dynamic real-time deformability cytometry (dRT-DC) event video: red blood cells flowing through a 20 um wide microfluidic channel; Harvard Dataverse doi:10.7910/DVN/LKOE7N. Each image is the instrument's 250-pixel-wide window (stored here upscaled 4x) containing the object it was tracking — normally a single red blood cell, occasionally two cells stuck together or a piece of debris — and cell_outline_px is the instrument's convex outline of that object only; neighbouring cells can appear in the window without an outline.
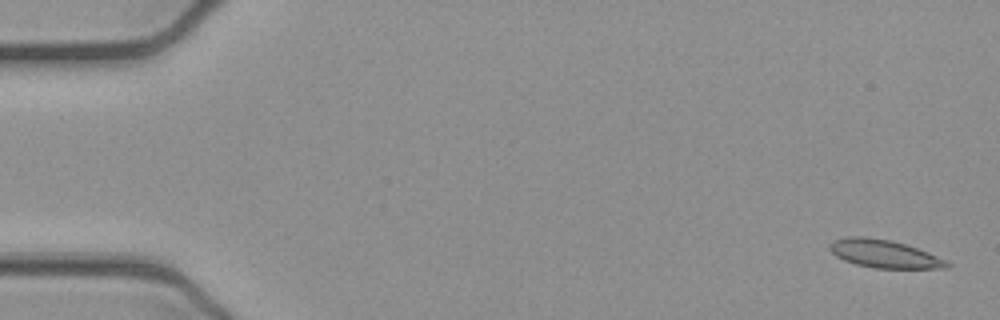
{"species": "common noctule bat (a hibernating species)", "species_latin": "Nyctalus noctula", "temperature_condition": "cold", "stored_images_in_passage": 53, "camera_frame_rate_fps": 3000, "um_per_image_px": 0.085, "animal": {"sex": "female", "body_mass_g": 21.9}, "frame": {"image": 1, "passage_image": 2, "time_ms": 0.333, "image_size_px": [1000, 320], "cell_outline_px": [[952, 264], [948, 268], [876, 268], [856, 264], [844, 260], [836, 256], [828, 248], [828, 244], [832, 240], [848, 236], [864, 236], [888, 240], [904, 244], [928, 252]], "centroid_in_image_um": [75.1, 21.57], "position_along_channel_um": 9.9, "area_um2": 18.96}}
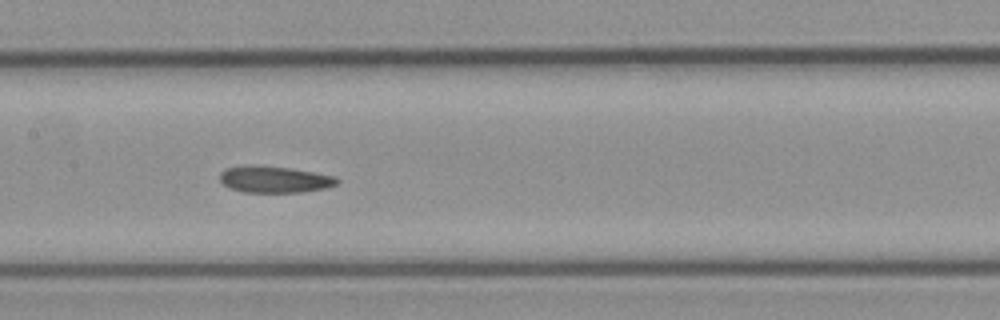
{"frame": {"image": 2, "passage_image": 26, "time_ms": 8.333, "image_size_px": [1000, 320], "cell_outline_px": [[340, 184], [324, 188], [304, 192], [244, 192], [228, 188], [220, 180], [220, 172], [224, 168], [244, 164], [252, 164], [292, 168], [336, 176], [340, 180]], "centroid_in_image_um": [23.32, 15.23], "position_along_channel_um": 184.1, "area_um2": 18.61}}
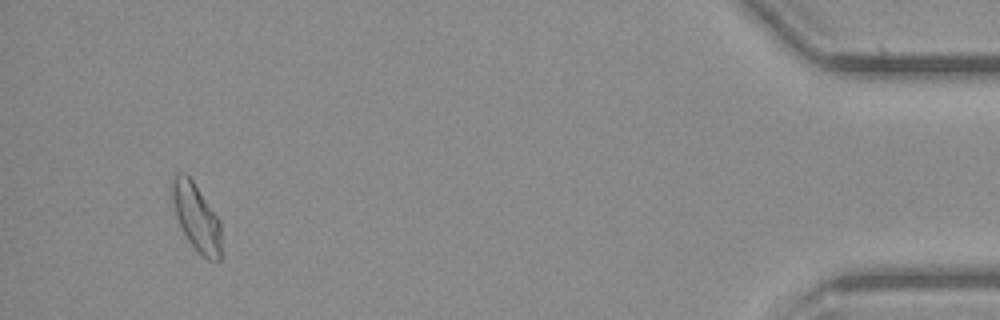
{"frame": {"image": 3, "passage_image": 50, "time_ms": 16.333, "image_size_px": [1000, 320], "cell_outline_px": [[220, 260], [208, 260], [196, 252], [188, 240], [176, 216], [168, 184], [172, 176], [176, 172], [184, 172], [192, 180], [220, 220]], "centroid_in_image_um": [16.64, 18.41], "position_along_channel_um": 418.6, "area_um2": 19.48}, "authors_computed_cell_mechanics": {"area_um2": 18.6116, "velocity_mm_per_s": 3.8859, "shape_relaxation_time_tau1_ms": 5.9502, "shape_relaxation_time_tau2_ms": 2.6877, "deformation_change_tau1": 0.1167, "deformation_change_tau2": 0.0864}}